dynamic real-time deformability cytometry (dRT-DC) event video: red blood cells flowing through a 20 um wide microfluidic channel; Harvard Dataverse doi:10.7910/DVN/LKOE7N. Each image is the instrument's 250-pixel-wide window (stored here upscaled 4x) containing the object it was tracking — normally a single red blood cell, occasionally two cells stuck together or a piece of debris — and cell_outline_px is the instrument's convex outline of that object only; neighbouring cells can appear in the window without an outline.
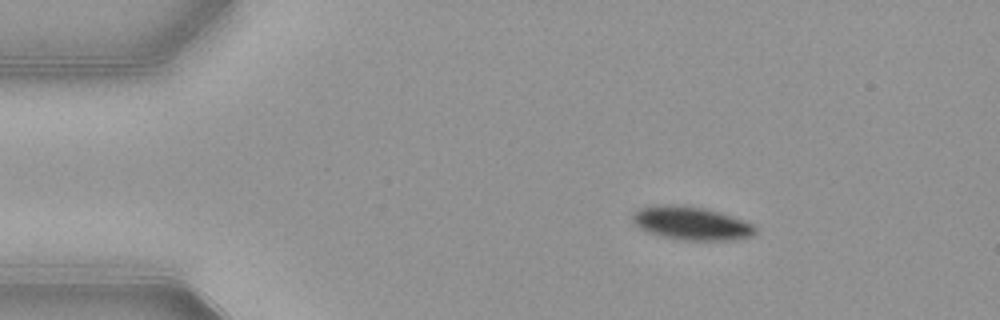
{"species": "common noctule bat (a hibernating species)", "species_latin": "Nyctalus noctula", "temperature_condition": "warm", "stored_images_in_passage": 45, "camera_frame_rate_fps": 3000, "um_per_image_px": 0.085, "animal": {"sex": "female", "body_mass_g": 21.9}, "frame": {"image": 1, "passage_image": 1, "time_ms": 0.0, "image_size_px": [1000, 320], "cell_outline_px": [[756, 232], [752, 236], [736, 240], [680, 240], [660, 236], [648, 232], [632, 224], [632, 212], [640, 208], [664, 204], [704, 208], [732, 216], [752, 224], [756, 228]], "centroid_in_image_um": [58.73, 18.99], "position_along_channel_um": 26.3, "area_um2": 23.81}}
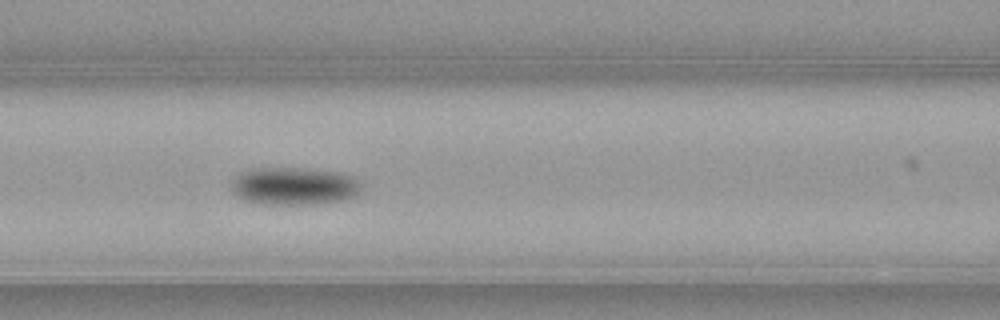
{"frame": {"image": 2, "passage_image": 15, "time_ms": 4.667, "image_size_px": [1000, 320], "cell_outline_px": [[364, 184], [356, 196], [340, 200], [312, 204], [264, 204], [244, 200], [232, 192], [232, 180], [244, 168], [300, 168], [340, 172], [352, 176]], "centroid_in_image_um": [24.99, 15.8], "position_along_channel_um": 141.6, "area_um2": 28.78}}
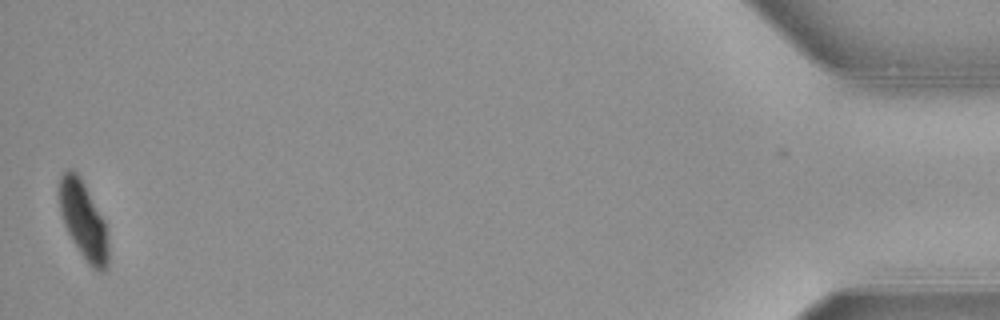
{"frame": {"image": 3, "passage_image": 45, "time_ms": 14.667, "image_size_px": [1000, 320], "cell_outline_px": [[108, 268], [104, 272], [100, 272], [92, 268], [88, 264], [72, 240], [64, 224], [60, 212], [60, 176], [68, 168], [72, 168], [80, 176], [104, 220], [108, 228]], "centroid_in_image_um": [7.12, 18.76], "position_along_channel_um": 428.1, "area_um2": 22.25}, "authors_computed_cell_mechanics": {"area_um2": 26.1256, "velocity_mm_per_s": 3.8714, "shape_relaxation_time_tau1_ms": 3.1648, "shape_relaxation_time_tau2_ms": null, "deformation_change_tau1": 0.1205, "deformation_change_tau2": null}}